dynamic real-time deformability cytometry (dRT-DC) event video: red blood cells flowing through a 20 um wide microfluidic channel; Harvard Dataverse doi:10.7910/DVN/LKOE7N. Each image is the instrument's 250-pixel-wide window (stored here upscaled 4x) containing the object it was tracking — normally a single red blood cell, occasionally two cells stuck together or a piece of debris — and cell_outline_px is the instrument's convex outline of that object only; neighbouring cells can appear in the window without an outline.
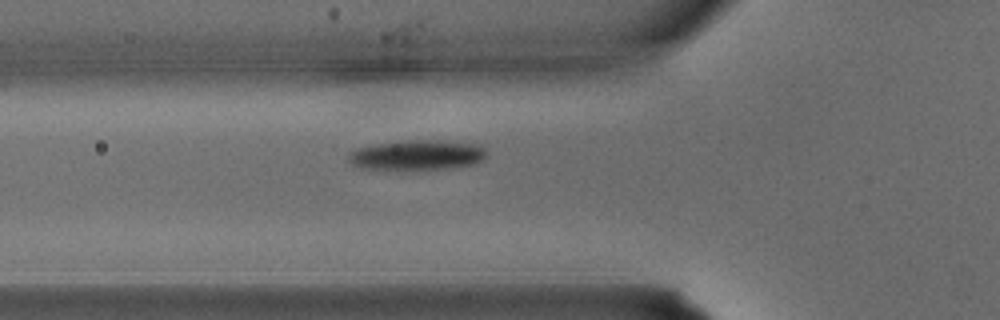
{"species": "common noctule bat (a hibernating species)", "species_latin": "Nyctalus noctula", "temperature_condition": "warm", "stored_images_in_passage": 3, "camera_frame_rate_fps": 3000, "um_per_image_px": 0.085, "animal": {"sex": "male", "body_mass_g": 15.6}, "frame": {"image": 1, "passage_image": 3, "time_ms": 0.667, "image_size_px": [1000, 320], "cell_outline_px": [[488, 152], [484, 160], [476, 164], [452, 168], [420, 172], [400, 172], [360, 168], [352, 164], [348, 160], [348, 156], [356, 148], [372, 144], [408, 140], [436, 140], [476, 144], [484, 148]], "centroid_in_image_um": [35.44, 13.24], "position_along_channel_um": 90.4, "area_um2": 25.49}}